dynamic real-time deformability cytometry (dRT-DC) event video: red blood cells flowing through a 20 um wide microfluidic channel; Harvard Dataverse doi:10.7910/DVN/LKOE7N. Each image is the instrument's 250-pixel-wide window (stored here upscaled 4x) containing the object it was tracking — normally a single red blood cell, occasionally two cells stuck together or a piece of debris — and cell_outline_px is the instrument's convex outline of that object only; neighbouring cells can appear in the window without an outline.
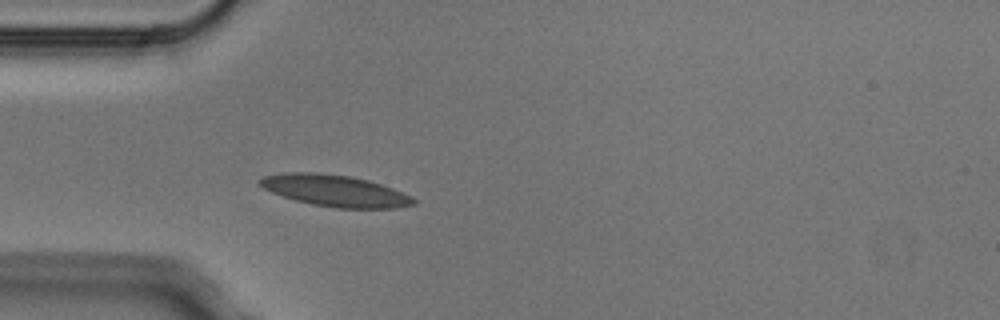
{"species": "Egyptian fruit bat (a non-hibernating species)", "species_latin": "Rousettus aegyptiacus", "temperature_condition": "cold", "stored_images_in_passage": 6, "camera_frame_rate_fps": 3000, "um_per_image_px": 0.085, "animal": {"sex": "male"}, "frame": {"image": 1, "passage_image": 6, "time_ms": 1.667, "image_size_px": [1000, 320], "cell_outline_px": [[416, 204], [396, 208], [336, 208], [312, 204], [296, 200], [272, 192], [256, 184], [256, 180], [264, 176], [284, 172], [316, 172], [348, 176], [368, 180], [392, 188], [412, 196], [416, 200]], "centroid_in_image_um": [28.45, 16.2], "position_along_channel_um": 56.5, "area_um2": 28.21}}